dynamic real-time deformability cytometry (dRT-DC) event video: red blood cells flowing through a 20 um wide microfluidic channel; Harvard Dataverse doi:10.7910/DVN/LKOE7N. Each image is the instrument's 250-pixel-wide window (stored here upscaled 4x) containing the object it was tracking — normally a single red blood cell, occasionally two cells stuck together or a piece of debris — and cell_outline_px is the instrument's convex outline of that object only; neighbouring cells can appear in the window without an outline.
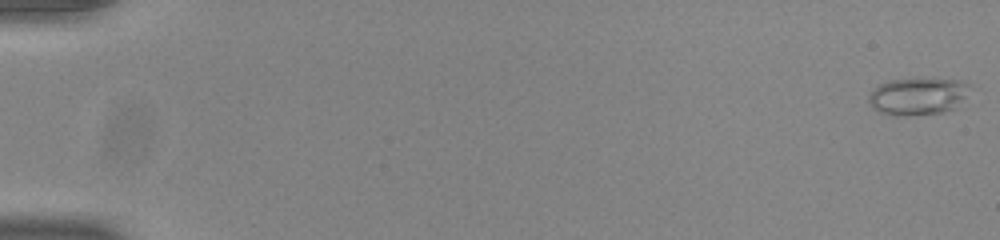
{"species": "common noctule bat (a hibernating species)", "species_latin": "Nyctalus noctula", "temperature_condition": "room temperature", "stored_images_in_passage": 11, "camera_frame_rate_fps": 3000, "um_per_image_px": 0.085, "animal": {"sex": "male", "body_mass_g": 20.0, "forearm_length_mm": 53.3}, "frame": {"image": 1, "passage_image": 1, "time_ms": 0.0, "image_size_px": [1000, 240], "cell_outline_px": [[968, 84], [964, 96], [956, 108], [944, 112], [896, 116], [892, 116], [880, 112], [872, 108], [868, 100], [868, 96], [880, 84], [888, 80], [920, 76], [924, 76], [960, 80]], "centroid_in_image_um": [77.98, 8.14], "position_along_channel_um": 7.0, "area_um2": 22.37}}